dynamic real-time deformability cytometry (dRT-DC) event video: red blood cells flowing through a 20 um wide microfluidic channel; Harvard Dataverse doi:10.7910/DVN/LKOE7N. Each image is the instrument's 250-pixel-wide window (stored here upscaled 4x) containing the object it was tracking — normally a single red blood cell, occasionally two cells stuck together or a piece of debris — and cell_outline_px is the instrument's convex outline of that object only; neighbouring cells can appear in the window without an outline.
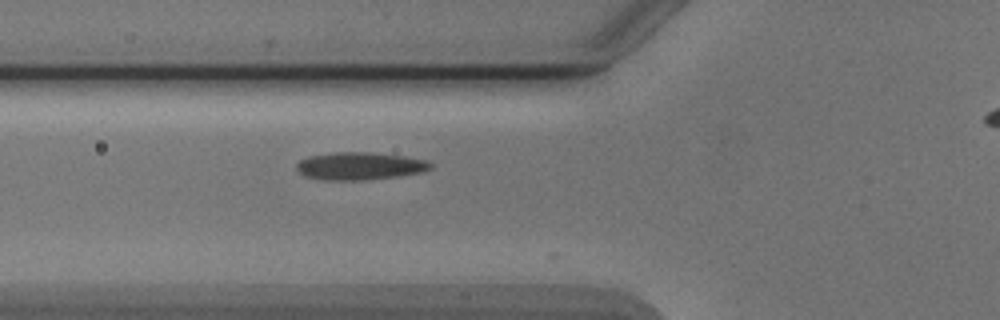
{"species": "Egyptian fruit bat (a non-hibernating species)", "species_latin": "Rousettus aegyptiacus", "temperature_condition": "cold", "stored_images_in_passage": 3, "segment_of_instrument_passage": [1, 2], "camera_frame_rate_fps": 3000, "um_per_image_px": 0.085, "animal": {"sex": "male"}, "frame": {"image": 1, "passage_image": 2, "time_ms": 1.0, "image_size_px": [1000, 320], "cell_outline_px": [[432, 168], [424, 172], [400, 176], [364, 180], [324, 180], [304, 176], [296, 168], [296, 164], [300, 160], [308, 156], [332, 152], [372, 152], [404, 156], [428, 160], [432, 164]], "centroid_in_image_um": [30.6, 14.11], "position_along_channel_um": 95.2, "area_um2": 21.85}}